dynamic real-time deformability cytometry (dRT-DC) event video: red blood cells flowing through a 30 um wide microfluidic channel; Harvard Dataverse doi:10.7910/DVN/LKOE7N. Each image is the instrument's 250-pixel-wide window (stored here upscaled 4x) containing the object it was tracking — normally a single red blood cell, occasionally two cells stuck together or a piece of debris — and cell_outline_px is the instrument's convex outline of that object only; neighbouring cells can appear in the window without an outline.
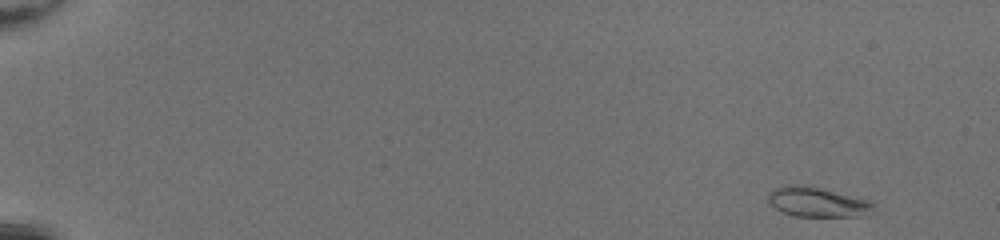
{"species": "common noctule bat (a hibernating species)", "species_latin": "Nyctalus noctula", "temperature_condition": "room temperature", "stored_images_in_passage": 47, "camera_frame_rate_fps": 3000, "um_per_image_px": 0.085, "animal": {"sex": "female", "body_mass_g": 20.0, "forearm_length_mm": 54.0}, "frame": {"image": 1, "passage_image": 1, "time_ms": 0.0, "image_size_px": [1000, 240], "cell_outline_px": [[876, 212], [868, 216], [792, 216], [776, 208], [768, 200], [768, 192], [776, 188], [788, 184], [804, 184], [868, 200], [876, 204]], "centroid_in_image_um": [69.54, 17.18], "position_along_channel_um": 15.5, "area_um2": 18.44}}
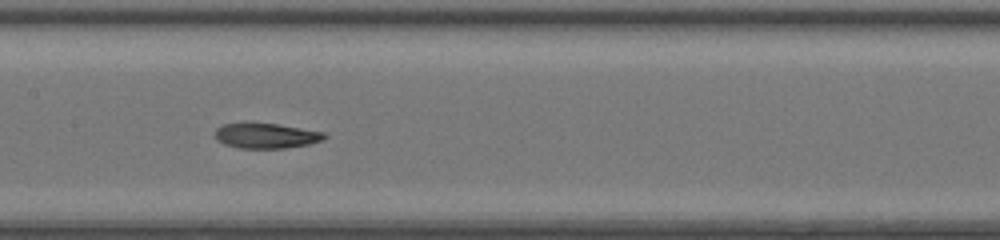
{"frame": {"image": 2, "passage_image": 25, "time_ms": 8.0, "image_size_px": [1000, 240], "cell_outline_px": [[328, 136], [324, 140], [308, 144], [284, 148], [240, 148], [224, 144], [216, 140], [216, 128], [224, 124], [276, 124], [324, 132]], "centroid_in_image_um": [22.65, 11.55], "position_along_channel_um": 184.8, "area_um2": 15.72}}
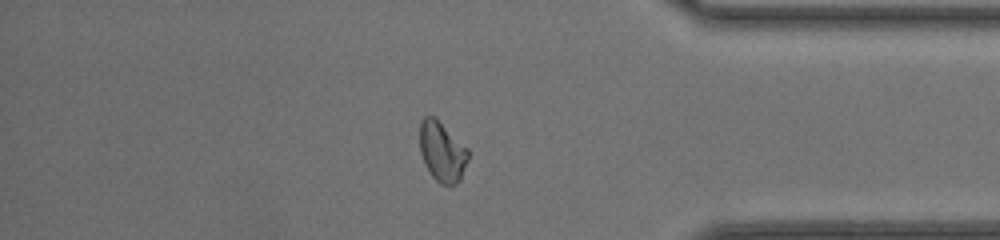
{"frame": {"image": 3, "passage_image": 41, "time_ms": 13.333, "image_size_px": [1000, 240], "cell_outline_px": [[468, 160], [460, 180], [456, 184], [448, 188], [440, 184], [432, 176], [424, 164], [420, 152], [420, 120], [424, 116], [432, 116], [468, 148]], "centroid_in_image_um": [37.57, 12.95], "position_along_channel_um": 397.6, "area_um2": 16.94}, "authors_computed_cell_mechanics": {"area_um2": 16.9354, "velocity_mm_per_s": 4.2895, "shape_relaxation_time_tau1_ms": 7.514, "shape_relaxation_time_tau2_ms": 1.5335, "deformation_change_tau1": 0.2164, "deformation_change_tau2": 0.0572}}